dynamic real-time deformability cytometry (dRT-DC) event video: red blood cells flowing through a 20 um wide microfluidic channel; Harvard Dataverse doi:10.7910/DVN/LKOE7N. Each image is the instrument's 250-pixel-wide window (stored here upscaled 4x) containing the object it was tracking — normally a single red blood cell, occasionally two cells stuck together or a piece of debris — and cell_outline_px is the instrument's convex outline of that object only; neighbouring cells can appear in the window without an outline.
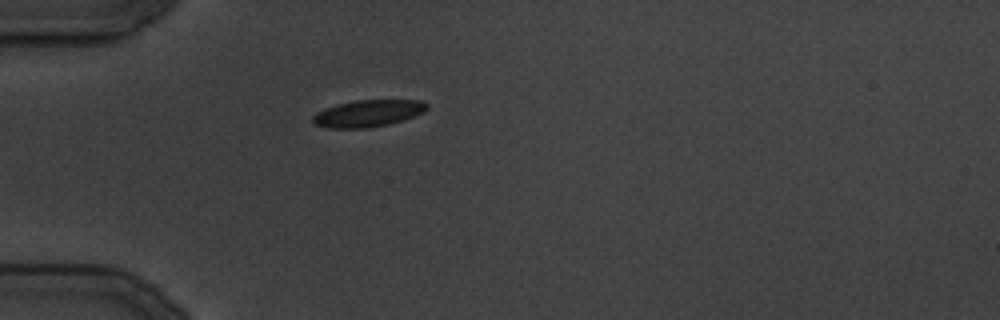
{"species": "common noctule bat (a hibernating species)", "species_latin": "Nyctalus noctula", "temperature_condition": "cold", "stored_images_in_passage": 25, "camera_frame_rate_fps": 3000, "um_per_image_px": 0.085, "animal": {"sex": "male", "body_mass_g": 19.5, "forearm_length_mm": 54.6}, "frame": {"image": 1, "passage_image": 1, "time_ms": 0.0, "image_size_px": [1000, 320], "cell_outline_px": [[428, 108], [424, 112], [404, 120], [388, 124], [368, 128], [328, 128], [316, 124], [312, 120], [312, 116], [316, 112], [324, 108], [356, 100], [424, 100], [428, 104]], "centroid_in_image_um": [31.31, 9.63], "position_along_channel_um": 53.7, "area_um2": 17.92}}
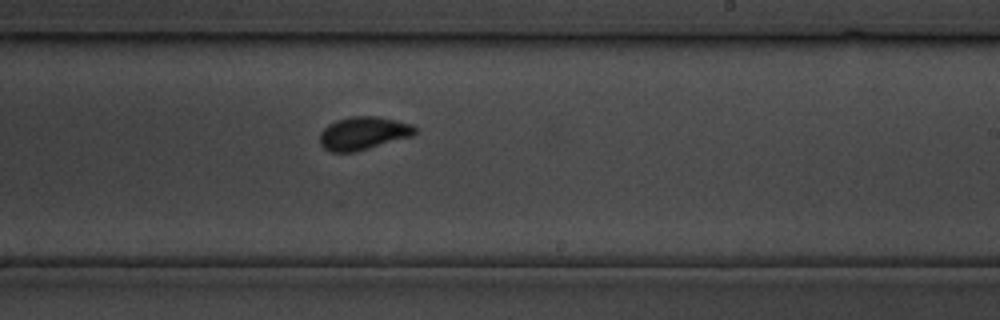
{"frame": {"image": 2, "passage_image": 12, "time_ms": 13.667, "image_size_px": [1000, 320], "cell_outline_px": [[416, 132], [412, 136], [356, 152], [332, 152], [324, 148], [320, 144], [320, 132], [328, 124], [336, 120], [352, 116], [376, 116], [396, 120], [412, 124], [416, 128]], "centroid_in_image_um": [30.87, 11.32], "position_along_channel_um": 258.1, "area_um2": 18.38}}
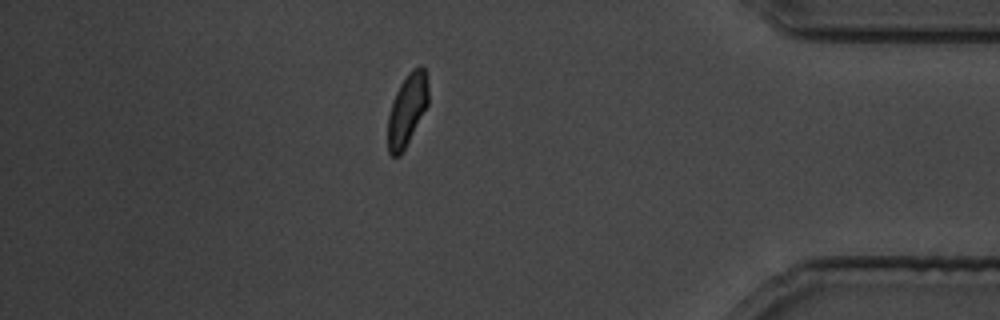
{"frame": {"image": 3, "passage_image": 21, "time_ms": 24.667, "image_size_px": [1000, 320], "cell_outline_px": [[428, 104], [400, 156], [392, 156], [388, 152], [388, 116], [396, 92], [400, 84], [408, 72], [412, 68], [420, 64], [424, 68], [428, 84]], "centroid_in_image_um": [34.61, 9.29], "position_along_channel_um": 400.6, "area_um2": 16.76}}